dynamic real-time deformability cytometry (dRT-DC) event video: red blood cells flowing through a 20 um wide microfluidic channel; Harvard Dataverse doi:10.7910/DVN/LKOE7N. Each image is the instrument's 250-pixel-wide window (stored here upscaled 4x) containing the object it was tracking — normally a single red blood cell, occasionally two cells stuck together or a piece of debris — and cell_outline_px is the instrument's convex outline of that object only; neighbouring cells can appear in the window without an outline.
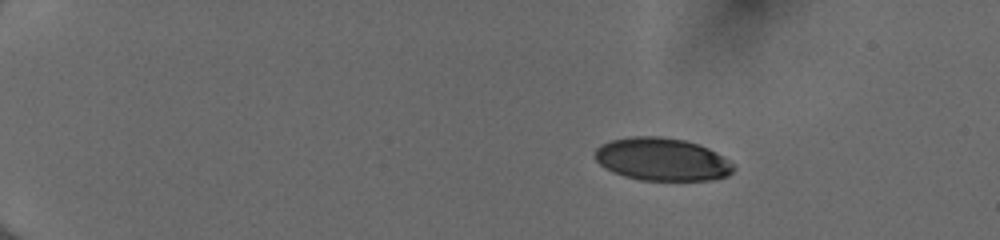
{"species": "human", "species_latin": "Homo sapiens", "temperature_condition": "cold", "stored_images_in_passage": 44, "camera_frame_rate_fps": 3000, "um_per_image_px": 0.085, "donor": {"sex": "female"}, "frame": {"image": 1, "passage_image": 1, "time_ms": 0.0, "image_size_px": [1000, 240], "cell_outline_px": [[736, 168], [728, 176], [712, 180], [640, 180], [624, 176], [612, 172], [600, 164], [596, 160], [596, 148], [600, 144], [612, 140], [632, 136], [660, 136], [684, 140], [700, 144], [708, 148], [728, 160]], "centroid_in_image_um": [56.28, 13.54], "position_along_channel_um": 28.7, "area_um2": 34.56}}
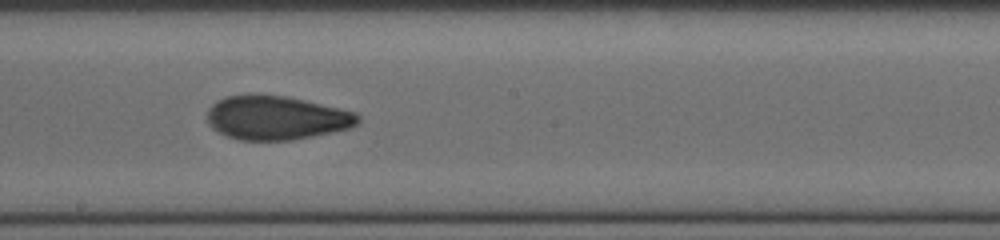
{"frame": {"image": 2, "passage_image": 24, "time_ms": 7.667, "image_size_px": [1000, 240], "cell_outline_px": [[360, 120], [352, 128], [292, 140], [240, 140], [228, 136], [212, 128], [208, 124], [208, 108], [216, 100], [228, 96], [284, 96], [304, 100], [340, 108], [356, 112], [360, 116]], "centroid_in_image_um": [23.52, 10.03], "position_along_channel_um": 224.7, "area_um2": 38.15}}
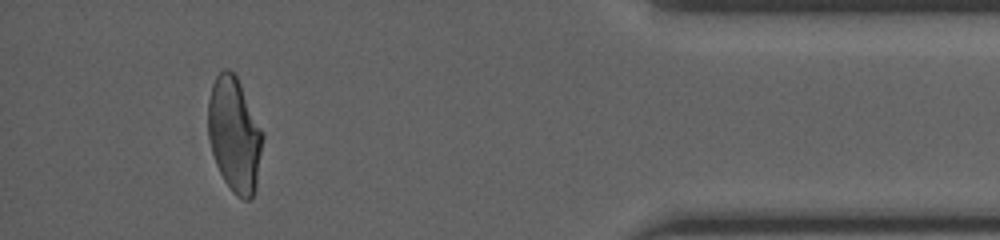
{"frame": {"image": 3, "passage_image": 41, "time_ms": 13.333, "image_size_px": [1000, 240], "cell_outline_px": [[264, 136], [256, 188], [252, 196], [248, 200], [244, 200], [236, 196], [232, 192], [224, 180], [216, 164], [212, 152], [208, 136], [208, 100], [212, 84], [216, 76], [224, 68], [228, 68], [236, 76], [264, 132]], "centroid_in_image_um": [19.93, 11.46], "position_along_channel_um": 415.3, "area_um2": 36.59}, "authors_computed_cell_mechanics": {"area_um2": 37.4833, "velocity_mm_per_s": 4.0687, "shape_relaxation_time_tau1_ms": 7.2562, "shape_relaxation_time_tau2_ms": 1.4442, "deformation_change_tau1": 0.2174, "deformation_change_tau2": 0.0736}}